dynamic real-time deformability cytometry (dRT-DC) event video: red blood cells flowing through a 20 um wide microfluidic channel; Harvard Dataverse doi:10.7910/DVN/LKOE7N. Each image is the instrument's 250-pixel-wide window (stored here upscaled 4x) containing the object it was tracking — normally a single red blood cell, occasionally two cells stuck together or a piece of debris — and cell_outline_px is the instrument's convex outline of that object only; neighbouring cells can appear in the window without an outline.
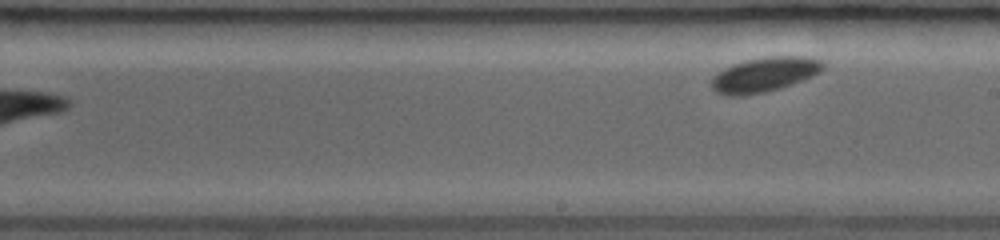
{"species": "common noctule bat (a hibernating species)", "species_latin": "Nyctalus noctula", "temperature_condition": "room temperature", "stored_images_in_passage": 16, "segment_of_instrument_passage": [2, 2], "camera_frame_rate_fps": 3000, "um_per_image_px": 0.085, "animal": {"sex": "female", "body_mass_g": 19.0, "forearm_length_mm": 53.3}, "frame": {"image": 1, "passage_image": 16, "time_ms": 9.0, "image_size_px": [1000, 240], "cell_outline_px": [[824, 68], [820, 72], [804, 80], [764, 92], [744, 96], [724, 96], [716, 92], [712, 88], [712, 80], [716, 72], [732, 64], [744, 60], [764, 56], [808, 56], [820, 60], [824, 64]], "centroid_in_image_um": [64.96, 6.33], "position_along_channel_um": 224.0, "area_um2": 22.72}}